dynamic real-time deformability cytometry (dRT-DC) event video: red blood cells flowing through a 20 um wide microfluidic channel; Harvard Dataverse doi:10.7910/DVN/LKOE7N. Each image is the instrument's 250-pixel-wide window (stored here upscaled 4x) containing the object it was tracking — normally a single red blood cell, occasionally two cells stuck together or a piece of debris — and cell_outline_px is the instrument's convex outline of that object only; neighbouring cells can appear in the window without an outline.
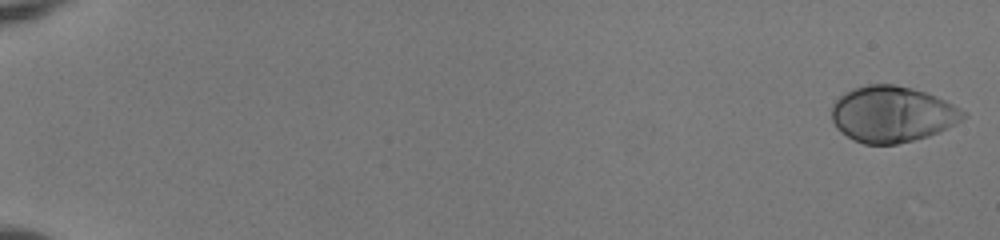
{"species": "human", "species_latin": "Homo sapiens", "temperature_condition": "room temperature", "stored_images_in_passage": 53, "camera_frame_rate_fps": 3000, "um_per_image_px": 0.085, "donor": {"sex": "female"}, "frame": {"image": 1, "passage_image": 1, "time_ms": 0.0, "image_size_px": [1000, 240], "cell_outline_px": [[968, 116], [956, 124], [928, 136], [896, 144], [864, 144], [852, 140], [840, 132], [836, 128], [832, 120], [832, 104], [844, 92], [852, 88], [868, 84], [892, 84], [912, 88], [936, 96], [968, 112]], "centroid_in_image_um": [75.82, 9.7], "position_along_channel_um": 9.2, "area_um2": 43.18}}
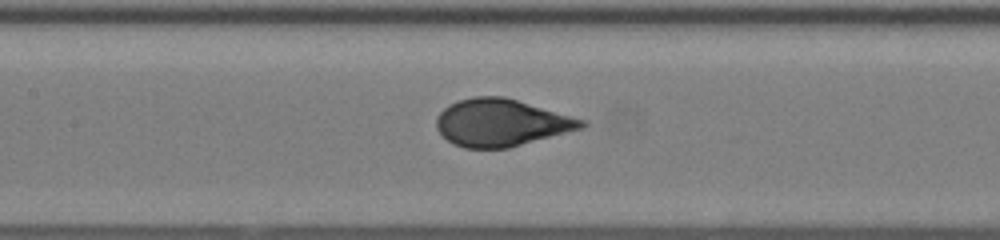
{"frame": {"image": 2, "passage_image": 28, "time_ms": 9.0, "image_size_px": [1000, 240], "cell_outline_px": [[588, 124], [584, 128], [508, 148], [464, 148], [452, 144], [436, 128], [436, 116], [448, 104], [472, 96], [504, 96], [588, 120]], "centroid_in_image_um": [42.63, 10.42], "position_along_channel_um": 164.8, "area_um2": 40.23}}
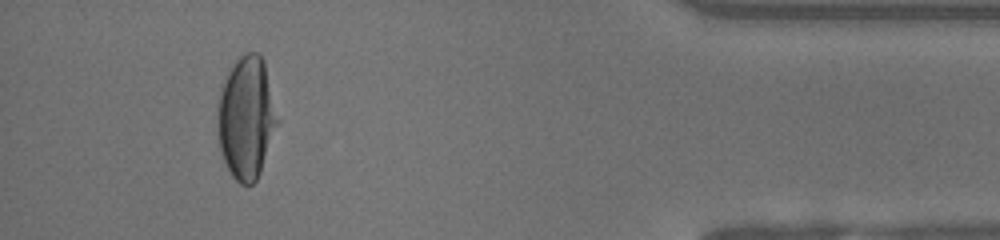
{"frame": {"image": 3, "passage_image": 50, "time_ms": 16.333, "image_size_px": [1000, 240], "cell_outline_px": [[280, 120], [260, 172], [256, 180], [252, 184], [240, 184], [232, 176], [224, 160], [220, 148], [216, 128], [216, 100], [228, 72], [232, 64], [240, 56], [248, 52], [260, 52], [264, 60]], "centroid_in_image_um": [20.94, 9.98], "position_along_channel_um": 414.3, "area_um2": 43.41}, "authors_computed_cell_mechanics": {"area_um2": 41.1536, "velocity_mm_per_s": 3.9966, "shape_relaxation_time_tau1_ms": 4.0741, "shape_relaxation_time_tau2_ms": null, "deformation_change_tau1": 0.2359, "deformation_change_tau2": null}}